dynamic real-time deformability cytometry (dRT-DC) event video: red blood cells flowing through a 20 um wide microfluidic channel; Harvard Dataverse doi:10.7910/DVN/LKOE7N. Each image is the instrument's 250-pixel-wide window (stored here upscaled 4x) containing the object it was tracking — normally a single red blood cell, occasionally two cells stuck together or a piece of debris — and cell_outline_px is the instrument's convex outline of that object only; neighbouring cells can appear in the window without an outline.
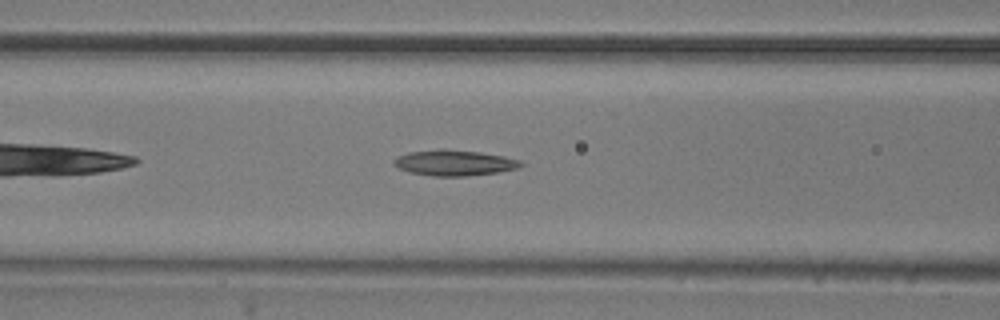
{"species": "common noctule bat (a hibernating species)", "species_latin": "Nyctalus noctula", "temperature_condition": "room temperature", "stored_images_in_passage": 40, "camera_frame_rate_fps": 3000, "um_per_image_px": 0.085, "animal": {"sex": "male", "body_mass_g": 20.5, "forearm_length_mm": 52.5}, "frame": {"image": 1, "passage_image": 9, "time_ms": 2.667, "image_size_px": [1000, 320], "cell_outline_px": [[524, 164], [520, 168], [496, 172], [468, 176], [432, 176], [408, 172], [392, 164], [392, 160], [396, 156], [408, 152], [440, 148], [444, 148], [480, 152], [504, 156], [520, 160]], "centroid_in_image_um": [38.58, 13.83], "position_along_channel_um": 128.0, "area_um2": 19.31}}
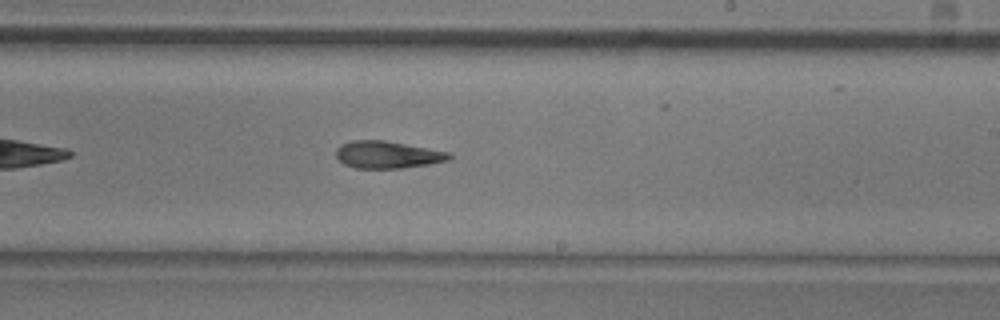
{"frame": {"image": 2, "passage_image": 19, "time_ms": 6.0, "image_size_px": [1000, 320], "cell_outline_px": [[452, 156], [448, 160], [428, 164], [404, 168], [356, 168], [344, 164], [336, 156], [336, 148], [340, 144], [352, 140], [384, 140], [428, 148], [448, 152]], "centroid_in_image_um": [32.9, 13.14], "position_along_channel_um": 256.1, "area_um2": 17.86}}
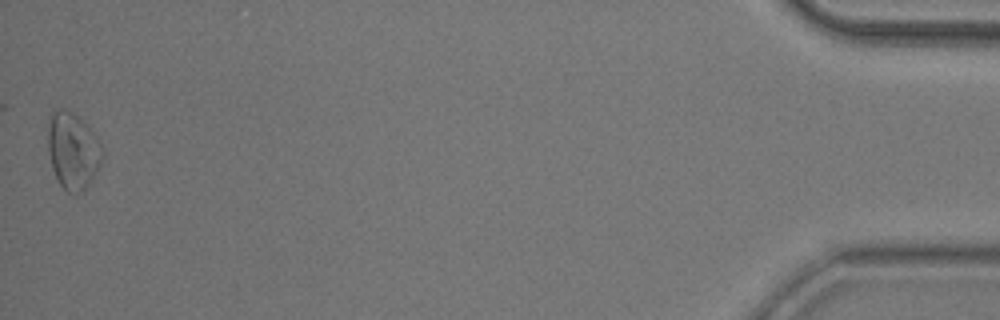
{"frame": {"image": 3, "passage_image": 40, "time_ms": 13.0, "image_size_px": [1000, 320], "cell_outline_px": [[104, 156], [100, 164], [84, 192], [76, 196], [68, 192], [60, 184], [52, 168], [48, 152], [48, 116], [52, 112], [60, 108], [64, 108], [72, 112], [96, 136], [104, 148]], "centroid_in_image_um": [6.19, 12.84], "position_along_channel_um": 429.0, "area_um2": 24.45}, "authors_computed_cell_mechanics": {"area_um2": 18.4093, "velocity_mm_per_s": 3.8452, "shape_relaxation_time_tau1_ms": 4.9321, "shape_relaxation_time_tau2_ms": null, "deformation_change_tau1": 0.1318, "deformation_change_tau2": null}}